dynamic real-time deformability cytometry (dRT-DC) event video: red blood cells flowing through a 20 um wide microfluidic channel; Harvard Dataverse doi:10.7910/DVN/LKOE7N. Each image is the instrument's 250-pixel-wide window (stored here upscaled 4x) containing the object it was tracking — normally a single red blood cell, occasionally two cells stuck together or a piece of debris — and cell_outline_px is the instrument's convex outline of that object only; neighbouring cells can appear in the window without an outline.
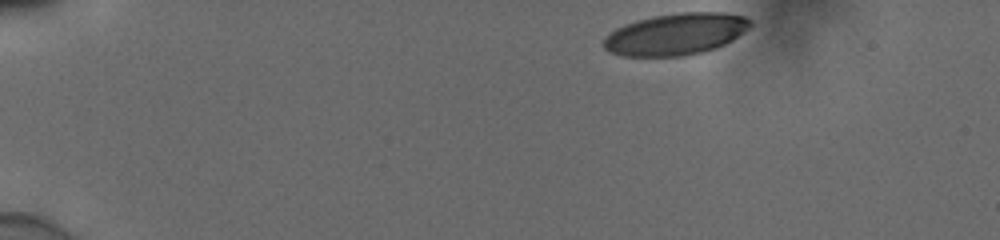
{"species": "human", "species_latin": "Homo sapiens", "temperature_condition": "cold", "stored_images_in_passage": 40, "camera_frame_rate_fps": 3000, "um_per_image_px": 0.085, "donor": {"sex": "male"}, "frame": {"image": 1, "passage_image": 1, "time_ms": 0.0, "image_size_px": [1000, 240], "cell_outline_px": [[752, 24], [744, 32], [732, 40], [716, 48], [704, 52], [684, 56], [624, 56], [612, 52], [604, 48], [604, 36], [616, 28], [624, 24], [636, 20], [656, 16], [680, 12], [724, 12], [744, 16], [752, 20]], "centroid_in_image_um": [57.46, 2.9], "position_along_channel_um": 27.5, "area_um2": 35.72}}
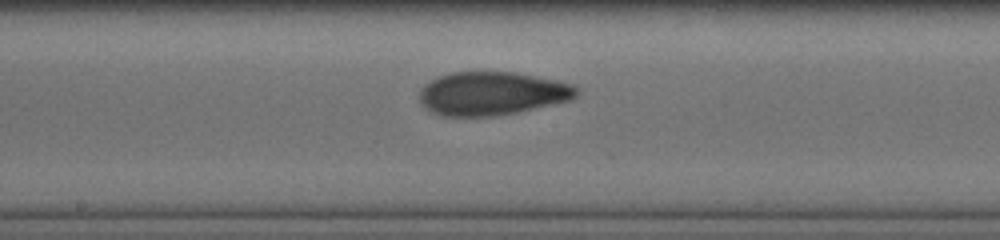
{"frame": {"image": 2, "passage_image": 23, "time_ms": 7.333, "image_size_px": [1000, 240], "cell_outline_px": [[580, 92], [572, 100], [516, 112], [492, 116], [444, 116], [432, 112], [420, 104], [420, 88], [424, 84], [440, 76], [452, 72], [512, 72], [556, 80], [572, 84]], "centroid_in_image_um": [41.81, 7.95], "position_along_channel_um": 206.4, "area_um2": 39.59}}
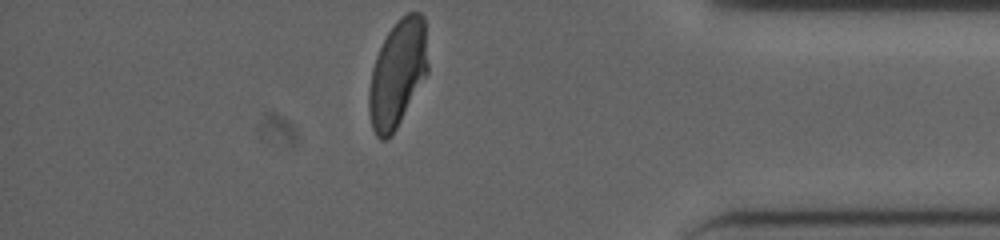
{"frame": {"image": 3, "passage_image": 40, "time_ms": 13.0, "image_size_px": [1000, 240], "cell_outline_px": [[428, 72], [392, 136], [384, 140], [380, 140], [376, 136], [372, 128], [368, 112], [368, 92], [372, 68], [376, 56], [388, 32], [396, 20], [400, 16], [408, 12], [420, 12], [424, 16], [428, 64]], "centroid_in_image_um": [33.78, 6.25], "position_along_channel_um": 401.4, "area_um2": 36.99}, "authors_computed_cell_mechanics": {"area_um2": 39.2173, "velocity_mm_per_s": 3.8623, "shape_relaxation_time_tau1_ms": 4.7433, "shape_relaxation_time_tau2_ms": 1.3458, "deformation_change_tau1": 0.1735, "deformation_change_tau2": 0.0726}}